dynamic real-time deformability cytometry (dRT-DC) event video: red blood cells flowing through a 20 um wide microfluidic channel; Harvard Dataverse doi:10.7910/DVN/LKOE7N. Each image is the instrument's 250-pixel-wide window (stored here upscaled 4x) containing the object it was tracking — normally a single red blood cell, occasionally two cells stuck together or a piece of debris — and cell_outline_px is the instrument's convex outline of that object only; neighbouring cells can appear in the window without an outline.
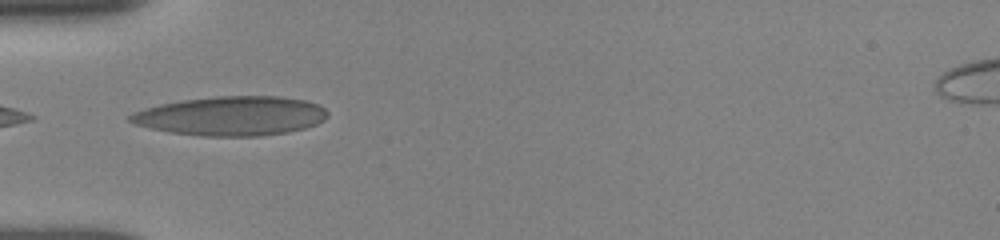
{"species": "human", "species_latin": "Homo sapiens", "temperature_condition": "room temperature", "stored_images_in_passage": 41, "camera_frame_rate_fps": 3000, "um_per_image_px": 0.085, "donor": {"sex": "female"}, "frame": {"image": 1, "passage_image": 2, "time_ms": 0.333, "image_size_px": [1000, 240], "cell_outline_px": [[328, 116], [324, 120], [316, 124], [304, 128], [288, 132], [260, 136], [200, 136], [168, 132], [136, 124], [128, 120], [128, 116], [132, 112], [144, 108], [160, 104], [184, 100], [216, 96], [280, 96], [308, 100], [320, 104], [328, 112]], "centroid_in_image_um": [19.69, 9.85], "position_along_channel_um": 65.3, "area_um2": 45.37}}
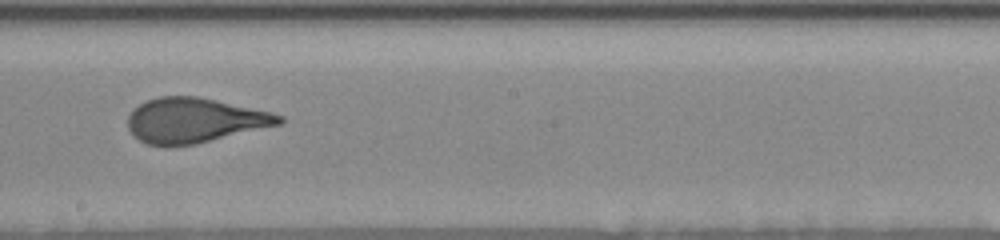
{"frame": {"image": 2, "passage_image": 27, "time_ms": 4.667, "image_size_px": [1000, 240], "cell_outline_px": [[284, 120], [280, 124], [196, 144], [148, 144], [140, 140], [128, 128], [128, 116], [132, 108], [148, 100], [160, 96], [196, 96], [216, 100], [272, 112], [284, 116]], "centroid_in_image_um": [16.55, 10.2], "position_along_channel_um": 231.6, "area_um2": 38.96}}
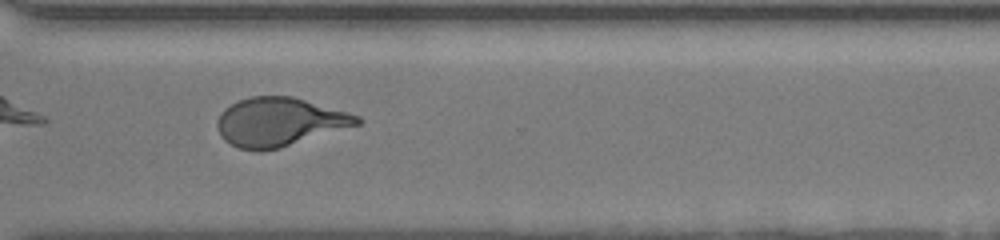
{"frame": {"image": 3, "passage_image": 40, "time_ms": 7.667, "image_size_px": [1000, 240], "cell_outline_px": [[364, 120], [360, 124], [280, 148], [260, 152], [240, 148], [224, 140], [220, 136], [216, 124], [220, 112], [224, 108], [240, 100], [252, 96], [292, 96], [348, 112], [360, 116]], "centroid_in_image_um": [23.74, 10.37], "position_along_channel_um": 346.9, "area_um2": 39.65}}